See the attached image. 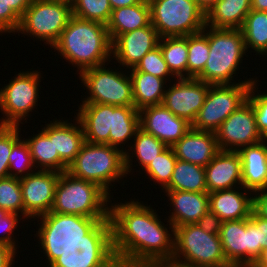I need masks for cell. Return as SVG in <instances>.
I'll use <instances>...</instances> for the list:
<instances>
[{
	"mask_svg": "<svg viewBox=\"0 0 267 267\" xmlns=\"http://www.w3.org/2000/svg\"><path fill=\"white\" fill-rule=\"evenodd\" d=\"M115 203L110 201V219L113 251L119 267H130L143 260L173 258L174 227L169 220H164L165 225L156 209L139 199Z\"/></svg>",
	"mask_w": 267,
	"mask_h": 267,
	"instance_id": "obj_1",
	"label": "cell"
},
{
	"mask_svg": "<svg viewBox=\"0 0 267 267\" xmlns=\"http://www.w3.org/2000/svg\"><path fill=\"white\" fill-rule=\"evenodd\" d=\"M51 48L54 52L57 50L58 55L66 59V62L77 67L78 74L112 60V41L107 26L74 15Z\"/></svg>",
	"mask_w": 267,
	"mask_h": 267,
	"instance_id": "obj_2",
	"label": "cell"
},
{
	"mask_svg": "<svg viewBox=\"0 0 267 267\" xmlns=\"http://www.w3.org/2000/svg\"><path fill=\"white\" fill-rule=\"evenodd\" d=\"M209 59L196 77L210 85L256 82L257 77L234 82L247 50L241 29L212 28L208 26ZM241 65V66H240ZM234 74V76H233Z\"/></svg>",
	"mask_w": 267,
	"mask_h": 267,
	"instance_id": "obj_3",
	"label": "cell"
},
{
	"mask_svg": "<svg viewBox=\"0 0 267 267\" xmlns=\"http://www.w3.org/2000/svg\"><path fill=\"white\" fill-rule=\"evenodd\" d=\"M109 195L98 184L61 172L51 212L89 218H110ZM109 204V205H108Z\"/></svg>",
	"mask_w": 267,
	"mask_h": 267,
	"instance_id": "obj_4",
	"label": "cell"
},
{
	"mask_svg": "<svg viewBox=\"0 0 267 267\" xmlns=\"http://www.w3.org/2000/svg\"><path fill=\"white\" fill-rule=\"evenodd\" d=\"M40 219V220H39ZM110 218H89L73 214L49 212L38 218L37 239L49 266L70 247L78 244L100 221Z\"/></svg>",
	"mask_w": 267,
	"mask_h": 267,
	"instance_id": "obj_5",
	"label": "cell"
},
{
	"mask_svg": "<svg viewBox=\"0 0 267 267\" xmlns=\"http://www.w3.org/2000/svg\"><path fill=\"white\" fill-rule=\"evenodd\" d=\"M124 153L120 148L108 144L85 141L74 161L68 166L67 172L74 177L98 184L110 195V189L114 186L112 184L122 182L123 177L127 178Z\"/></svg>",
	"mask_w": 267,
	"mask_h": 267,
	"instance_id": "obj_6",
	"label": "cell"
},
{
	"mask_svg": "<svg viewBox=\"0 0 267 267\" xmlns=\"http://www.w3.org/2000/svg\"><path fill=\"white\" fill-rule=\"evenodd\" d=\"M174 260L204 267H232L226 260L218 234L196 223L174 227Z\"/></svg>",
	"mask_w": 267,
	"mask_h": 267,
	"instance_id": "obj_7",
	"label": "cell"
},
{
	"mask_svg": "<svg viewBox=\"0 0 267 267\" xmlns=\"http://www.w3.org/2000/svg\"><path fill=\"white\" fill-rule=\"evenodd\" d=\"M47 267H119L113 251L111 219L100 221L85 239Z\"/></svg>",
	"mask_w": 267,
	"mask_h": 267,
	"instance_id": "obj_8",
	"label": "cell"
},
{
	"mask_svg": "<svg viewBox=\"0 0 267 267\" xmlns=\"http://www.w3.org/2000/svg\"><path fill=\"white\" fill-rule=\"evenodd\" d=\"M108 64L88 68L78 75L87 95L89 94L81 102L134 106L132 82L128 70L126 72V69L123 70L121 67L120 70L114 67V70L106 67Z\"/></svg>",
	"mask_w": 267,
	"mask_h": 267,
	"instance_id": "obj_9",
	"label": "cell"
},
{
	"mask_svg": "<svg viewBox=\"0 0 267 267\" xmlns=\"http://www.w3.org/2000/svg\"><path fill=\"white\" fill-rule=\"evenodd\" d=\"M151 24L160 38L202 32L205 13L194 0H151Z\"/></svg>",
	"mask_w": 267,
	"mask_h": 267,
	"instance_id": "obj_10",
	"label": "cell"
},
{
	"mask_svg": "<svg viewBox=\"0 0 267 267\" xmlns=\"http://www.w3.org/2000/svg\"><path fill=\"white\" fill-rule=\"evenodd\" d=\"M14 76L0 89V112L4 115L0 125L20 126L38 106L40 70L20 71Z\"/></svg>",
	"mask_w": 267,
	"mask_h": 267,
	"instance_id": "obj_11",
	"label": "cell"
},
{
	"mask_svg": "<svg viewBox=\"0 0 267 267\" xmlns=\"http://www.w3.org/2000/svg\"><path fill=\"white\" fill-rule=\"evenodd\" d=\"M72 16V7L64 2L34 0L20 19L16 31L43 41L50 48L58 41Z\"/></svg>",
	"mask_w": 267,
	"mask_h": 267,
	"instance_id": "obj_12",
	"label": "cell"
},
{
	"mask_svg": "<svg viewBox=\"0 0 267 267\" xmlns=\"http://www.w3.org/2000/svg\"><path fill=\"white\" fill-rule=\"evenodd\" d=\"M252 83L210 85L204 105L197 113L191 128L215 133L234 111L248 101Z\"/></svg>",
	"mask_w": 267,
	"mask_h": 267,
	"instance_id": "obj_13",
	"label": "cell"
},
{
	"mask_svg": "<svg viewBox=\"0 0 267 267\" xmlns=\"http://www.w3.org/2000/svg\"><path fill=\"white\" fill-rule=\"evenodd\" d=\"M219 236L231 266L261 256L260 216L254 210L249 218L223 221Z\"/></svg>",
	"mask_w": 267,
	"mask_h": 267,
	"instance_id": "obj_14",
	"label": "cell"
},
{
	"mask_svg": "<svg viewBox=\"0 0 267 267\" xmlns=\"http://www.w3.org/2000/svg\"><path fill=\"white\" fill-rule=\"evenodd\" d=\"M219 150L239 151L262 141L252 104L247 101L234 111L215 132Z\"/></svg>",
	"mask_w": 267,
	"mask_h": 267,
	"instance_id": "obj_15",
	"label": "cell"
},
{
	"mask_svg": "<svg viewBox=\"0 0 267 267\" xmlns=\"http://www.w3.org/2000/svg\"><path fill=\"white\" fill-rule=\"evenodd\" d=\"M60 173L36 170L20 178L24 203V219H36L51 211Z\"/></svg>",
	"mask_w": 267,
	"mask_h": 267,
	"instance_id": "obj_16",
	"label": "cell"
},
{
	"mask_svg": "<svg viewBox=\"0 0 267 267\" xmlns=\"http://www.w3.org/2000/svg\"><path fill=\"white\" fill-rule=\"evenodd\" d=\"M209 86L197 78L174 79L166 88L162 105L192 124L204 105Z\"/></svg>",
	"mask_w": 267,
	"mask_h": 267,
	"instance_id": "obj_17",
	"label": "cell"
},
{
	"mask_svg": "<svg viewBox=\"0 0 267 267\" xmlns=\"http://www.w3.org/2000/svg\"><path fill=\"white\" fill-rule=\"evenodd\" d=\"M139 125L143 131L171 147L191 129V123L162 104L141 109Z\"/></svg>",
	"mask_w": 267,
	"mask_h": 267,
	"instance_id": "obj_18",
	"label": "cell"
},
{
	"mask_svg": "<svg viewBox=\"0 0 267 267\" xmlns=\"http://www.w3.org/2000/svg\"><path fill=\"white\" fill-rule=\"evenodd\" d=\"M159 41L160 36L151 23L120 34L112 41V59L123 69L133 68L148 52L158 47Z\"/></svg>",
	"mask_w": 267,
	"mask_h": 267,
	"instance_id": "obj_19",
	"label": "cell"
},
{
	"mask_svg": "<svg viewBox=\"0 0 267 267\" xmlns=\"http://www.w3.org/2000/svg\"><path fill=\"white\" fill-rule=\"evenodd\" d=\"M75 117L80 121L85 141L113 146V105L82 103Z\"/></svg>",
	"mask_w": 267,
	"mask_h": 267,
	"instance_id": "obj_20",
	"label": "cell"
},
{
	"mask_svg": "<svg viewBox=\"0 0 267 267\" xmlns=\"http://www.w3.org/2000/svg\"><path fill=\"white\" fill-rule=\"evenodd\" d=\"M207 192L242 186V162L238 151L219 150L205 166Z\"/></svg>",
	"mask_w": 267,
	"mask_h": 267,
	"instance_id": "obj_21",
	"label": "cell"
},
{
	"mask_svg": "<svg viewBox=\"0 0 267 267\" xmlns=\"http://www.w3.org/2000/svg\"><path fill=\"white\" fill-rule=\"evenodd\" d=\"M170 201L169 220L173 227L197 223L209 209L208 192L164 190ZM172 211V212H171Z\"/></svg>",
	"mask_w": 267,
	"mask_h": 267,
	"instance_id": "obj_22",
	"label": "cell"
},
{
	"mask_svg": "<svg viewBox=\"0 0 267 267\" xmlns=\"http://www.w3.org/2000/svg\"><path fill=\"white\" fill-rule=\"evenodd\" d=\"M74 118L73 123L55 118L50 123L45 122L41 129L47 137H54L55 152H58L67 167L74 161L85 142L82 125L75 116Z\"/></svg>",
	"mask_w": 267,
	"mask_h": 267,
	"instance_id": "obj_23",
	"label": "cell"
},
{
	"mask_svg": "<svg viewBox=\"0 0 267 267\" xmlns=\"http://www.w3.org/2000/svg\"><path fill=\"white\" fill-rule=\"evenodd\" d=\"M177 159L205 167L219 151L214 132L191 128L172 146Z\"/></svg>",
	"mask_w": 267,
	"mask_h": 267,
	"instance_id": "obj_24",
	"label": "cell"
},
{
	"mask_svg": "<svg viewBox=\"0 0 267 267\" xmlns=\"http://www.w3.org/2000/svg\"><path fill=\"white\" fill-rule=\"evenodd\" d=\"M209 209L222 221L249 218L253 211V193L243 186L209 193Z\"/></svg>",
	"mask_w": 267,
	"mask_h": 267,
	"instance_id": "obj_25",
	"label": "cell"
},
{
	"mask_svg": "<svg viewBox=\"0 0 267 267\" xmlns=\"http://www.w3.org/2000/svg\"><path fill=\"white\" fill-rule=\"evenodd\" d=\"M242 162V186L252 193L267 188V140L238 151Z\"/></svg>",
	"mask_w": 267,
	"mask_h": 267,
	"instance_id": "obj_26",
	"label": "cell"
},
{
	"mask_svg": "<svg viewBox=\"0 0 267 267\" xmlns=\"http://www.w3.org/2000/svg\"><path fill=\"white\" fill-rule=\"evenodd\" d=\"M128 72L132 82L134 107L138 111L148 106L162 104L169 82L149 73L139 72L134 67Z\"/></svg>",
	"mask_w": 267,
	"mask_h": 267,
	"instance_id": "obj_27",
	"label": "cell"
},
{
	"mask_svg": "<svg viewBox=\"0 0 267 267\" xmlns=\"http://www.w3.org/2000/svg\"><path fill=\"white\" fill-rule=\"evenodd\" d=\"M251 11V0H219L205 14V25L212 28L240 29Z\"/></svg>",
	"mask_w": 267,
	"mask_h": 267,
	"instance_id": "obj_28",
	"label": "cell"
},
{
	"mask_svg": "<svg viewBox=\"0 0 267 267\" xmlns=\"http://www.w3.org/2000/svg\"><path fill=\"white\" fill-rule=\"evenodd\" d=\"M150 23L149 2L142 0L136 5L113 9L106 26L110 39L113 41L120 34L146 27Z\"/></svg>",
	"mask_w": 267,
	"mask_h": 267,
	"instance_id": "obj_29",
	"label": "cell"
},
{
	"mask_svg": "<svg viewBox=\"0 0 267 267\" xmlns=\"http://www.w3.org/2000/svg\"><path fill=\"white\" fill-rule=\"evenodd\" d=\"M131 142H133V144H126L129 149L126 150L127 147H125L124 153L127 176L129 173L134 172L132 171L133 167L138 166V164L143 171L151 161L156 159L157 155L162 153L168 147L165 143L158 140L153 135L146 133L141 128L136 131L135 137ZM133 158L138 162V164H135L134 166L132 161Z\"/></svg>",
	"mask_w": 267,
	"mask_h": 267,
	"instance_id": "obj_30",
	"label": "cell"
},
{
	"mask_svg": "<svg viewBox=\"0 0 267 267\" xmlns=\"http://www.w3.org/2000/svg\"><path fill=\"white\" fill-rule=\"evenodd\" d=\"M25 139L32 157L34 167L44 171L64 172L68 167L55 152L54 137H47L41 130Z\"/></svg>",
	"mask_w": 267,
	"mask_h": 267,
	"instance_id": "obj_31",
	"label": "cell"
},
{
	"mask_svg": "<svg viewBox=\"0 0 267 267\" xmlns=\"http://www.w3.org/2000/svg\"><path fill=\"white\" fill-rule=\"evenodd\" d=\"M163 190L207 192L205 167L177 159L170 183Z\"/></svg>",
	"mask_w": 267,
	"mask_h": 267,
	"instance_id": "obj_32",
	"label": "cell"
},
{
	"mask_svg": "<svg viewBox=\"0 0 267 267\" xmlns=\"http://www.w3.org/2000/svg\"><path fill=\"white\" fill-rule=\"evenodd\" d=\"M158 46L171 74L176 79L187 78V36L160 38Z\"/></svg>",
	"mask_w": 267,
	"mask_h": 267,
	"instance_id": "obj_33",
	"label": "cell"
},
{
	"mask_svg": "<svg viewBox=\"0 0 267 267\" xmlns=\"http://www.w3.org/2000/svg\"><path fill=\"white\" fill-rule=\"evenodd\" d=\"M240 29L247 52L252 50L251 53L260 56L267 48V11L251 10Z\"/></svg>",
	"mask_w": 267,
	"mask_h": 267,
	"instance_id": "obj_34",
	"label": "cell"
},
{
	"mask_svg": "<svg viewBox=\"0 0 267 267\" xmlns=\"http://www.w3.org/2000/svg\"><path fill=\"white\" fill-rule=\"evenodd\" d=\"M113 114V146L125 152V144H132L128 141L135 137L136 131L140 128L139 111L134 106L113 105Z\"/></svg>",
	"mask_w": 267,
	"mask_h": 267,
	"instance_id": "obj_35",
	"label": "cell"
},
{
	"mask_svg": "<svg viewBox=\"0 0 267 267\" xmlns=\"http://www.w3.org/2000/svg\"><path fill=\"white\" fill-rule=\"evenodd\" d=\"M187 78H196L203 70L209 59L208 26L202 32L188 35Z\"/></svg>",
	"mask_w": 267,
	"mask_h": 267,
	"instance_id": "obj_36",
	"label": "cell"
},
{
	"mask_svg": "<svg viewBox=\"0 0 267 267\" xmlns=\"http://www.w3.org/2000/svg\"><path fill=\"white\" fill-rule=\"evenodd\" d=\"M177 158L171 146H168L162 153L157 155L156 159L151 161L143 170L145 176L153 181V184L161 187L163 190L169 183L176 165ZM148 174V175H147Z\"/></svg>",
	"mask_w": 267,
	"mask_h": 267,
	"instance_id": "obj_37",
	"label": "cell"
},
{
	"mask_svg": "<svg viewBox=\"0 0 267 267\" xmlns=\"http://www.w3.org/2000/svg\"><path fill=\"white\" fill-rule=\"evenodd\" d=\"M71 7L75 17L104 25L108 24L112 13L109 0H74Z\"/></svg>",
	"mask_w": 267,
	"mask_h": 267,
	"instance_id": "obj_38",
	"label": "cell"
},
{
	"mask_svg": "<svg viewBox=\"0 0 267 267\" xmlns=\"http://www.w3.org/2000/svg\"><path fill=\"white\" fill-rule=\"evenodd\" d=\"M0 209L6 213H15L24 219V203L20 179L0 178Z\"/></svg>",
	"mask_w": 267,
	"mask_h": 267,
	"instance_id": "obj_39",
	"label": "cell"
},
{
	"mask_svg": "<svg viewBox=\"0 0 267 267\" xmlns=\"http://www.w3.org/2000/svg\"><path fill=\"white\" fill-rule=\"evenodd\" d=\"M36 170L34 167L29 147L24 139H20L9 155V176L23 178Z\"/></svg>",
	"mask_w": 267,
	"mask_h": 267,
	"instance_id": "obj_40",
	"label": "cell"
},
{
	"mask_svg": "<svg viewBox=\"0 0 267 267\" xmlns=\"http://www.w3.org/2000/svg\"><path fill=\"white\" fill-rule=\"evenodd\" d=\"M20 127L0 125V178L9 176V155L12 147L22 138Z\"/></svg>",
	"mask_w": 267,
	"mask_h": 267,
	"instance_id": "obj_41",
	"label": "cell"
},
{
	"mask_svg": "<svg viewBox=\"0 0 267 267\" xmlns=\"http://www.w3.org/2000/svg\"><path fill=\"white\" fill-rule=\"evenodd\" d=\"M134 68L139 72L149 73L166 81L172 82L173 79H176L168 69L159 46L148 52Z\"/></svg>",
	"mask_w": 267,
	"mask_h": 267,
	"instance_id": "obj_42",
	"label": "cell"
},
{
	"mask_svg": "<svg viewBox=\"0 0 267 267\" xmlns=\"http://www.w3.org/2000/svg\"><path fill=\"white\" fill-rule=\"evenodd\" d=\"M258 82H260L259 79L252 83L248 95V101L253 106L257 130L259 131L262 139L267 140V92L263 91L264 93H261L260 90H257L259 89Z\"/></svg>",
	"mask_w": 267,
	"mask_h": 267,
	"instance_id": "obj_43",
	"label": "cell"
},
{
	"mask_svg": "<svg viewBox=\"0 0 267 267\" xmlns=\"http://www.w3.org/2000/svg\"><path fill=\"white\" fill-rule=\"evenodd\" d=\"M22 219L18 214L6 213L0 209V243L13 247L17 251L19 245H16L17 237L13 235Z\"/></svg>",
	"mask_w": 267,
	"mask_h": 267,
	"instance_id": "obj_44",
	"label": "cell"
},
{
	"mask_svg": "<svg viewBox=\"0 0 267 267\" xmlns=\"http://www.w3.org/2000/svg\"><path fill=\"white\" fill-rule=\"evenodd\" d=\"M20 17L7 5L5 0H0V34L14 33L20 24Z\"/></svg>",
	"mask_w": 267,
	"mask_h": 267,
	"instance_id": "obj_45",
	"label": "cell"
},
{
	"mask_svg": "<svg viewBox=\"0 0 267 267\" xmlns=\"http://www.w3.org/2000/svg\"><path fill=\"white\" fill-rule=\"evenodd\" d=\"M222 220L210 210L205 213L196 223L201 229L209 234H220Z\"/></svg>",
	"mask_w": 267,
	"mask_h": 267,
	"instance_id": "obj_46",
	"label": "cell"
},
{
	"mask_svg": "<svg viewBox=\"0 0 267 267\" xmlns=\"http://www.w3.org/2000/svg\"><path fill=\"white\" fill-rule=\"evenodd\" d=\"M253 210L267 219V188L253 193Z\"/></svg>",
	"mask_w": 267,
	"mask_h": 267,
	"instance_id": "obj_47",
	"label": "cell"
},
{
	"mask_svg": "<svg viewBox=\"0 0 267 267\" xmlns=\"http://www.w3.org/2000/svg\"><path fill=\"white\" fill-rule=\"evenodd\" d=\"M17 252L13 247L0 243V267H13Z\"/></svg>",
	"mask_w": 267,
	"mask_h": 267,
	"instance_id": "obj_48",
	"label": "cell"
},
{
	"mask_svg": "<svg viewBox=\"0 0 267 267\" xmlns=\"http://www.w3.org/2000/svg\"><path fill=\"white\" fill-rule=\"evenodd\" d=\"M130 267H176L174 259L143 260Z\"/></svg>",
	"mask_w": 267,
	"mask_h": 267,
	"instance_id": "obj_49",
	"label": "cell"
},
{
	"mask_svg": "<svg viewBox=\"0 0 267 267\" xmlns=\"http://www.w3.org/2000/svg\"><path fill=\"white\" fill-rule=\"evenodd\" d=\"M7 5L21 18L34 0H5Z\"/></svg>",
	"mask_w": 267,
	"mask_h": 267,
	"instance_id": "obj_50",
	"label": "cell"
},
{
	"mask_svg": "<svg viewBox=\"0 0 267 267\" xmlns=\"http://www.w3.org/2000/svg\"><path fill=\"white\" fill-rule=\"evenodd\" d=\"M261 254L267 247V219L260 217Z\"/></svg>",
	"mask_w": 267,
	"mask_h": 267,
	"instance_id": "obj_51",
	"label": "cell"
},
{
	"mask_svg": "<svg viewBox=\"0 0 267 267\" xmlns=\"http://www.w3.org/2000/svg\"><path fill=\"white\" fill-rule=\"evenodd\" d=\"M109 1L113 10L121 7L136 5L140 3L142 0H109Z\"/></svg>",
	"mask_w": 267,
	"mask_h": 267,
	"instance_id": "obj_52",
	"label": "cell"
},
{
	"mask_svg": "<svg viewBox=\"0 0 267 267\" xmlns=\"http://www.w3.org/2000/svg\"><path fill=\"white\" fill-rule=\"evenodd\" d=\"M198 7L206 14L219 0H194Z\"/></svg>",
	"mask_w": 267,
	"mask_h": 267,
	"instance_id": "obj_53",
	"label": "cell"
},
{
	"mask_svg": "<svg viewBox=\"0 0 267 267\" xmlns=\"http://www.w3.org/2000/svg\"><path fill=\"white\" fill-rule=\"evenodd\" d=\"M251 10L267 11V0H251Z\"/></svg>",
	"mask_w": 267,
	"mask_h": 267,
	"instance_id": "obj_54",
	"label": "cell"
},
{
	"mask_svg": "<svg viewBox=\"0 0 267 267\" xmlns=\"http://www.w3.org/2000/svg\"><path fill=\"white\" fill-rule=\"evenodd\" d=\"M232 267H267V266L261 264L258 260H252L235 264Z\"/></svg>",
	"mask_w": 267,
	"mask_h": 267,
	"instance_id": "obj_55",
	"label": "cell"
},
{
	"mask_svg": "<svg viewBox=\"0 0 267 267\" xmlns=\"http://www.w3.org/2000/svg\"><path fill=\"white\" fill-rule=\"evenodd\" d=\"M257 260L267 266V247L263 249L261 256Z\"/></svg>",
	"mask_w": 267,
	"mask_h": 267,
	"instance_id": "obj_56",
	"label": "cell"
},
{
	"mask_svg": "<svg viewBox=\"0 0 267 267\" xmlns=\"http://www.w3.org/2000/svg\"><path fill=\"white\" fill-rule=\"evenodd\" d=\"M176 267H204V266L192 265V264H188V263H184V262L176 260Z\"/></svg>",
	"mask_w": 267,
	"mask_h": 267,
	"instance_id": "obj_57",
	"label": "cell"
},
{
	"mask_svg": "<svg viewBox=\"0 0 267 267\" xmlns=\"http://www.w3.org/2000/svg\"><path fill=\"white\" fill-rule=\"evenodd\" d=\"M48 1L64 2L70 5H72L74 2V0H48Z\"/></svg>",
	"mask_w": 267,
	"mask_h": 267,
	"instance_id": "obj_58",
	"label": "cell"
},
{
	"mask_svg": "<svg viewBox=\"0 0 267 267\" xmlns=\"http://www.w3.org/2000/svg\"><path fill=\"white\" fill-rule=\"evenodd\" d=\"M266 55H267V48H266V49L263 51V53L261 54V56H260V57H262V56H263V57H265V58H266V57H267Z\"/></svg>",
	"mask_w": 267,
	"mask_h": 267,
	"instance_id": "obj_59",
	"label": "cell"
}]
</instances>
